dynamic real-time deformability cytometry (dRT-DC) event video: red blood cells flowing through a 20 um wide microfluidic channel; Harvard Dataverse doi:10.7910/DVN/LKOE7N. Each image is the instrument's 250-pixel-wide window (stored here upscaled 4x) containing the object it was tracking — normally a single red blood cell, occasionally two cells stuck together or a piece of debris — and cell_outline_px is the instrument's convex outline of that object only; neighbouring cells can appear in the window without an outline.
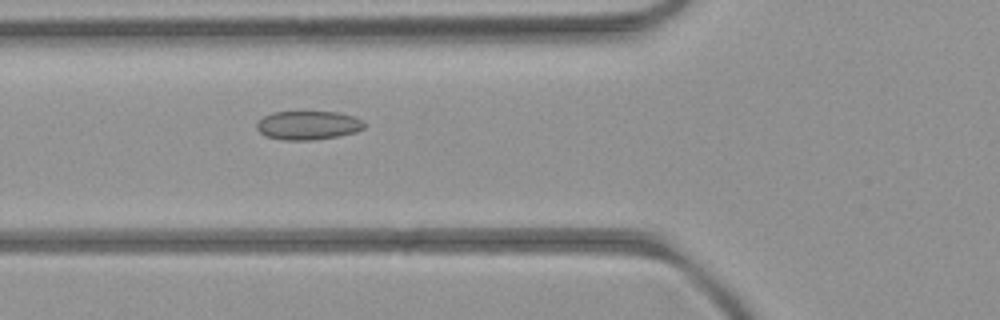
{"species": "common noctule bat (a hibernating species)", "species_latin": "Nyctalus noctula", "temperature_condition": "room temperature", "stored_images_in_passage": 5, "camera_frame_rate_fps": 3000, "um_per_image_px": 0.085, "animal": {"sex": "female", "body_mass_g": 21.9}, "frame": {"image": 1, "passage_image": 5, "time_ms": 4.333, "image_size_px": [1000, 320], "cell_outline_px": [[364, 128], [356, 132], [336, 136], [312, 140], [284, 140], [268, 136], [260, 132], [256, 128], [256, 124], [264, 116], [272, 112], [336, 112], [352, 116], [364, 120]], "centroid_in_image_um": [26.19, 10.64], "position_along_channel_um": 99.6, "area_um2": 17.86}}